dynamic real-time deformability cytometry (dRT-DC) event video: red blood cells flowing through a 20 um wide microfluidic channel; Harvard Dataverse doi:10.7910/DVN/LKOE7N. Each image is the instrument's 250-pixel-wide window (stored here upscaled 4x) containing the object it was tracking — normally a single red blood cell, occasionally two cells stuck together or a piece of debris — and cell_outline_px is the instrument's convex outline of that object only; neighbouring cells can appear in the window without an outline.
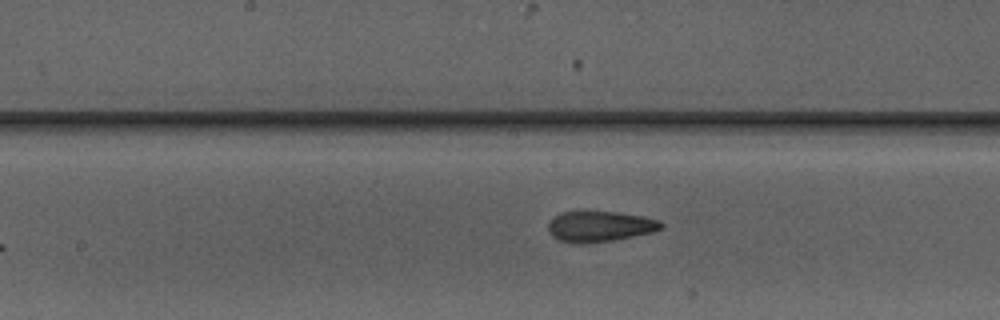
{"species": "Egyptian fruit bat (a non-hibernating species)", "species_latin": "Rousettus aegyptiacus", "temperature_condition": "warm", "stored_images_in_passage": 7, "camera_frame_rate_fps": 3000, "um_per_image_px": 0.085, "animal": {"sex": "male"}, "frame": {"image": 1, "passage_image": 7, "time_ms": 7.333, "image_size_px": [1000, 320], "cell_outline_px": [[664, 224], [660, 228], [652, 232], [612, 240], [580, 244], [572, 244], [560, 240], [552, 236], [548, 232], [548, 220], [560, 212], [616, 212], [640, 216], [656, 220]], "centroid_in_image_um": [50.89, 19.25], "position_along_channel_um": 197.3, "area_um2": 19.94}}